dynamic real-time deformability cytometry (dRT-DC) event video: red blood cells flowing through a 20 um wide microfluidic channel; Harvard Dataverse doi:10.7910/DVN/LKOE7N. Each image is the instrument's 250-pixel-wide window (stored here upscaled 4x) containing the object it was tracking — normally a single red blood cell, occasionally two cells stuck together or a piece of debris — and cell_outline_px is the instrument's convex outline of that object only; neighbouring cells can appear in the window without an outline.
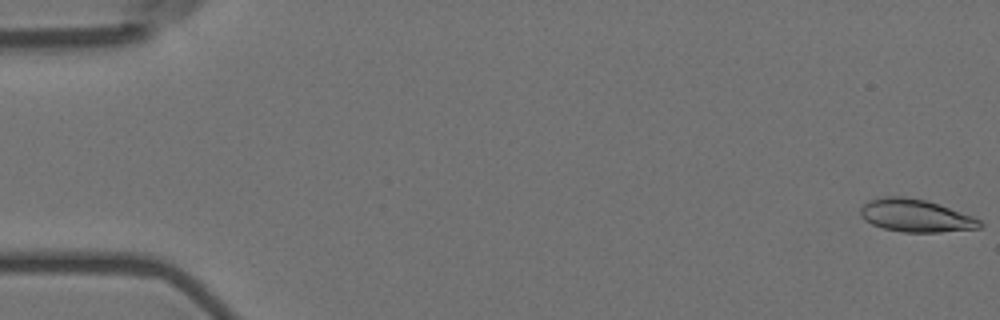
{"species": "Egyptian fruit bat (a non-hibernating species)", "species_latin": "Rousettus aegyptiacus", "temperature_condition": "room temperature", "stored_images_in_passage": 10, "camera_frame_rate_fps": 3000, "um_per_image_px": 0.085, "animal": {"sex": "female"}, "frame": {"image": 1, "passage_image": 1, "time_ms": 0.0, "image_size_px": [1000, 320], "cell_outline_px": [[984, 224], [980, 228], [940, 232], [904, 232], [884, 228], [872, 224], [864, 220], [860, 216], [860, 208], [868, 200], [880, 196], [904, 196], [924, 200], [972, 216], [980, 220]], "centroid_in_image_um": [77.79, 18.33], "position_along_channel_um": 7.2, "area_um2": 22.6}}